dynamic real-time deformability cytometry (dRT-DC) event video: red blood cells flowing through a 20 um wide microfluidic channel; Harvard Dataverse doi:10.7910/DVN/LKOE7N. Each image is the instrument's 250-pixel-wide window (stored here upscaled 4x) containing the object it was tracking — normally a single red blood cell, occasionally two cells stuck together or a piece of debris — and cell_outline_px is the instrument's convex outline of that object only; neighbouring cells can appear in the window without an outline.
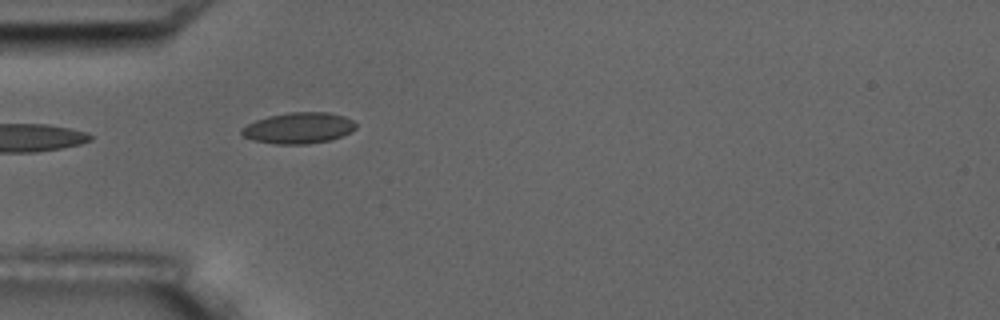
{"species": "common noctule bat (a hibernating species)", "species_latin": "Nyctalus noctula", "temperature_condition": "room temperature", "stored_images_in_passage": 2, "camera_frame_rate_fps": 3000, "um_per_image_px": 0.085, "animal": {"sex": "male", "body_mass_g": 17.5, "forearm_length_mm": 52.3}, "frame": {"image": 1, "passage_image": 1, "time_ms": 0.0, "image_size_px": [1000, 320], "cell_outline_px": [[356, 128], [340, 136], [328, 140], [304, 144], [276, 144], [252, 140], [244, 136], [240, 132], [248, 124], [256, 120], [268, 116], [288, 112], [328, 112], [344, 116], [352, 120], [356, 124]], "centroid_in_image_um": [25.37, 10.87], "position_along_channel_um": 59.6, "area_um2": 20.4}}